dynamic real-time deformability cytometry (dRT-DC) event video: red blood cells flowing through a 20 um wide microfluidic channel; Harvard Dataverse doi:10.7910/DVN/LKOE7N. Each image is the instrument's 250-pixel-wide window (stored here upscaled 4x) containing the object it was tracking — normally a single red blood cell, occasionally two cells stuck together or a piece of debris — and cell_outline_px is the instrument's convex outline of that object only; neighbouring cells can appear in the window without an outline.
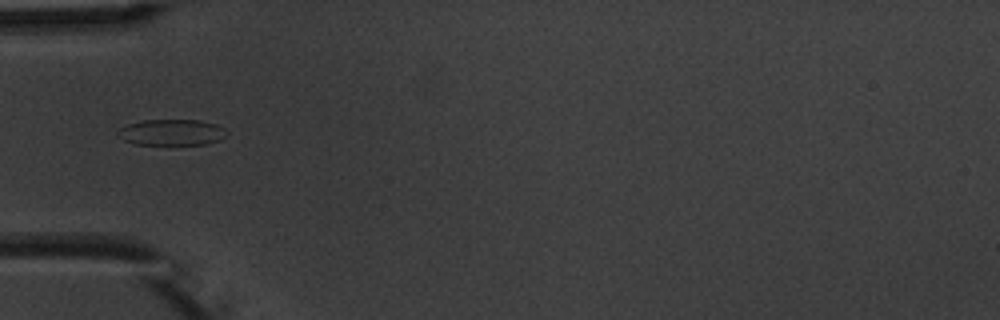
{"species": "common noctule bat (a hibernating species)", "species_latin": "Nyctalus noctula", "temperature_condition": "warm", "stored_images_in_passage": 3, "camera_frame_rate_fps": 3000, "um_per_image_px": 0.085, "animal": {"sex": "male", "body_mass_g": 20.1, "forearm_length_mm": 53.5}, "frame": {"image": 1, "passage_image": 3, "time_ms": 2.333, "image_size_px": [1000, 320], "cell_outline_px": [[228, 136], [220, 140], [208, 144], [136, 144], [124, 140], [116, 136], [116, 132], [120, 128], [128, 124], [144, 120], [200, 120], [216, 124], [224, 128], [228, 132]], "centroid_in_image_um": [14.62, 11.25], "position_along_channel_um": 70.4, "area_um2": 16.65}}